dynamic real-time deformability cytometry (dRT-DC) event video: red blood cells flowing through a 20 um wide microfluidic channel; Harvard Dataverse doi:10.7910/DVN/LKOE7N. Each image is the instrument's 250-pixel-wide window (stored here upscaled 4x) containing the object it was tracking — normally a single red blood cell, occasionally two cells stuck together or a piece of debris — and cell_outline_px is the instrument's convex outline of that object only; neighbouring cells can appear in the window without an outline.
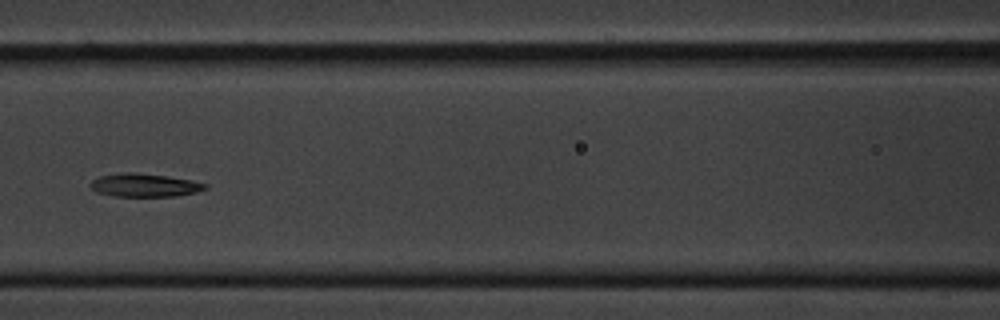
{"species": "common noctule bat (a hibernating species)", "species_latin": "Nyctalus noctula", "temperature_condition": "cold", "stored_images_in_passage": 7, "camera_frame_rate_fps": 3000, "um_per_image_px": 0.085, "animal": {"sex": "male", "body_mass_g": 20.1, "forearm_length_mm": 53.5}, "frame": {"image": 1, "passage_image": 7, "time_ms": 2.0, "image_size_px": [1000, 320], "cell_outline_px": [[208, 188], [196, 192], [176, 196], [112, 196], [96, 192], [88, 184], [92, 180], [100, 176], [124, 172], [132, 172], [168, 176], [192, 180], [208, 184]], "centroid_in_image_um": [12.29, 15.74], "position_along_channel_um": 154.3, "area_um2": 15.61}}